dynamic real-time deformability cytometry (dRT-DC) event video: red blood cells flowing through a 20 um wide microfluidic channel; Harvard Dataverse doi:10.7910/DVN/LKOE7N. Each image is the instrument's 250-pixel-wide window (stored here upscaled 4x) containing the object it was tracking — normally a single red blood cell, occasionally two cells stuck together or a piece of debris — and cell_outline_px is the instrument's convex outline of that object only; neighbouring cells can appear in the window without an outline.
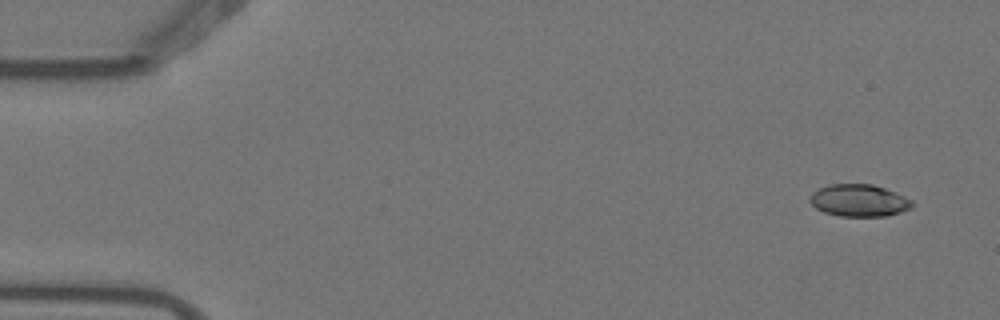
{"species": "Egyptian fruit bat (a non-hibernating species)", "species_latin": "Rousettus aegyptiacus", "temperature_condition": "warm", "stored_images_in_passage": 7, "camera_frame_rate_fps": 3000, "um_per_image_px": 0.085, "animal": {"sex": "female"}, "frame": {"image": 1, "passage_image": 1, "time_ms": 0.0, "image_size_px": [1000, 320], "cell_outline_px": [[912, 204], [908, 208], [900, 212], [888, 216], [840, 216], [824, 212], [816, 208], [808, 200], [812, 192], [828, 184], [872, 184], [884, 188], [904, 196], [912, 200]], "centroid_in_image_um": [72.97, 17.04], "position_along_channel_um": 12.0, "area_um2": 19.02}}
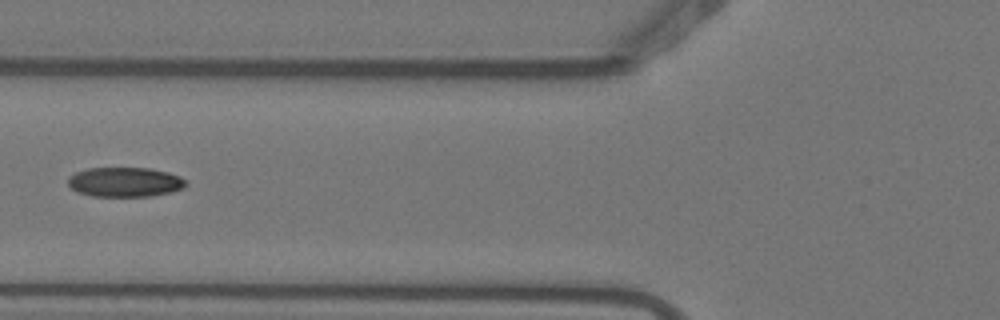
{"frame": {"image": 2, "passage_image": 6, "time_ms": 1.667, "image_size_px": [1000, 320], "cell_outline_px": [[188, 184], [184, 188], [172, 192], [152, 196], [92, 196], [76, 192], [68, 184], [68, 176], [76, 172], [88, 168], [152, 168], [168, 172], [180, 176]], "centroid_in_image_um": [10.63, 15.47], "position_along_channel_um": 115.2, "area_um2": 20.52}}
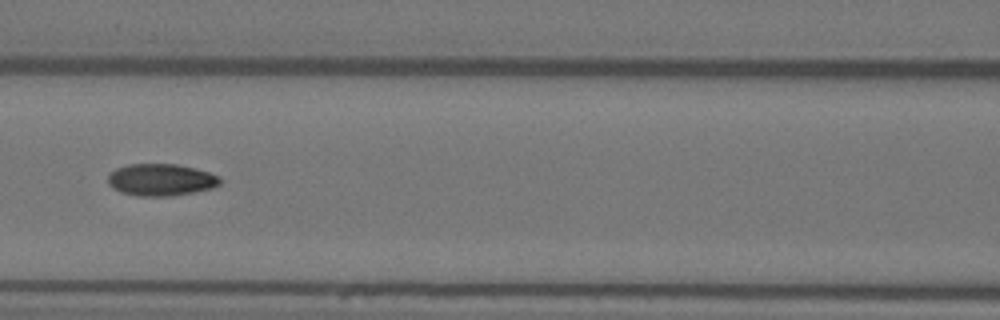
{"frame": {"image": 3, "passage_image": 7, "time_ms": 2.0, "image_size_px": [1000, 320], "cell_outline_px": [[220, 184], [212, 188], [192, 192], [168, 196], [140, 196], [120, 192], [112, 188], [108, 184], [108, 176], [116, 168], [128, 164], [176, 164], [196, 168], [220, 176]], "centroid_in_image_um": [13.67, 15.28], "position_along_channel_um": 152.9, "area_um2": 20.87}}